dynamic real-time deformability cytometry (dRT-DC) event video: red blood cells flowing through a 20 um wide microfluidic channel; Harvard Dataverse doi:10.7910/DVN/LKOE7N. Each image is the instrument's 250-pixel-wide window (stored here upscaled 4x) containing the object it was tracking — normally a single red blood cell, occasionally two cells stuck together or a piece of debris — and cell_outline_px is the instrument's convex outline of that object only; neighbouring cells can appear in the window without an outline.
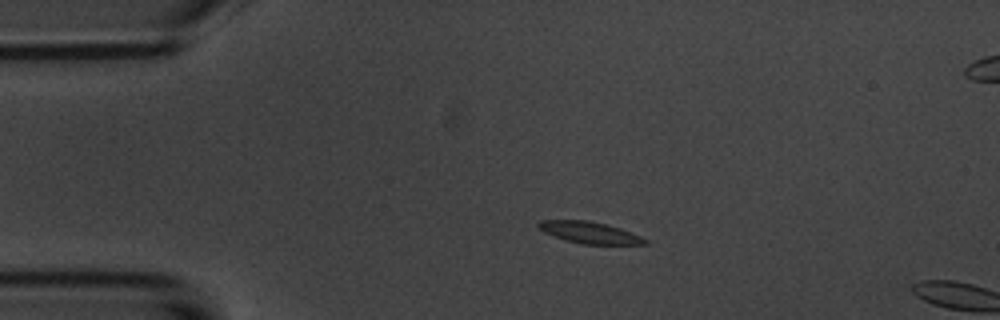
{"species": "common noctule bat (a hibernating species)", "species_latin": "Nyctalus noctula", "temperature_condition": "room temperature", "stored_images_in_passage": 4, "camera_frame_rate_fps": 3000, "um_per_image_px": 0.085, "animal": {"sex": "male", "body_mass_g": 20.1, "forearm_length_mm": 53.5}, "frame": {"image": 1, "passage_image": 3, "time_ms": 2.333, "image_size_px": [1000, 320], "cell_outline_px": [[648, 244], [584, 244], [564, 240], [544, 232], [536, 228], [536, 224], [540, 220], [588, 220], [608, 224], [620, 228], [640, 236], [648, 240]], "centroid_in_image_um": [50.07, 19.75], "position_along_channel_um": 34.9, "area_um2": 13.53}}